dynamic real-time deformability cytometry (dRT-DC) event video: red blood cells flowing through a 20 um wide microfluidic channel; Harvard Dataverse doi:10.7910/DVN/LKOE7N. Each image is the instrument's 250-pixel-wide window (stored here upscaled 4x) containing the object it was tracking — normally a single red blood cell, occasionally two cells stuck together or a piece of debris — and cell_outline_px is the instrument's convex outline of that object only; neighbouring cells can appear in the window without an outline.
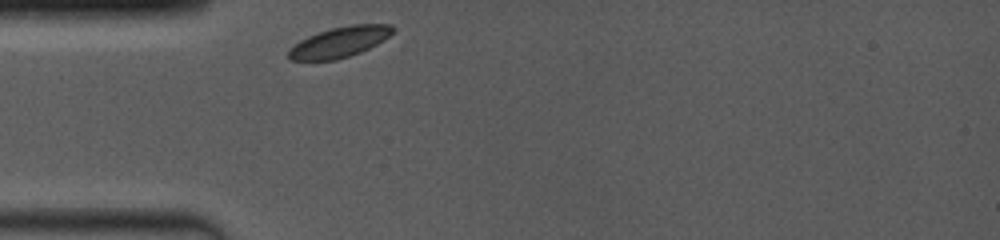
{"species": "common noctule bat (a hibernating species)", "species_latin": "Nyctalus noctula", "temperature_condition": "room temperature", "stored_images_in_passage": 20, "camera_frame_rate_fps": 4000, "um_per_image_px": 0.085, "animal": {"sex": "female", "body_mass_g": 19.0, "forearm_length_mm": 53.3}, "frame": {"image": 1, "passage_image": 1, "time_ms": 0.0, "image_size_px": [1000, 240], "cell_outline_px": [[396, 28], [384, 40], [360, 52], [336, 60], [288, 60], [288, 48], [300, 40], [308, 36], [332, 28], [352, 24], [392, 24]], "centroid_in_image_um": [28.85, 3.57], "position_along_channel_um": 56.1, "area_um2": 18.44}}
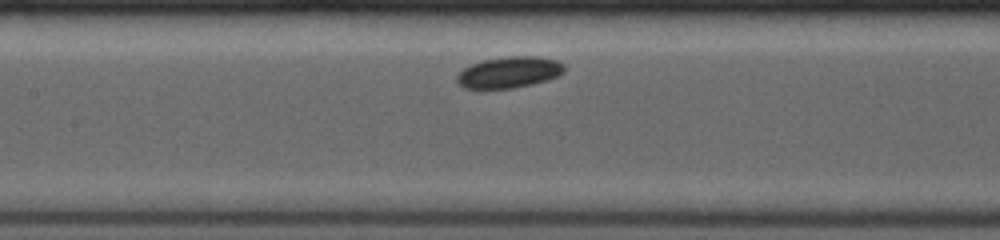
{"frame": {"image": 2, "passage_image": 9, "time_ms": 3.0, "image_size_px": [1000, 240], "cell_outline_px": [[564, 72], [556, 76], [532, 84], [512, 88], [484, 92], [464, 88], [456, 80], [456, 76], [464, 68], [472, 64], [484, 60], [508, 56], [536, 56], [556, 60], [564, 64]], "centroid_in_image_um": [43.21, 6.19], "position_along_channel_um": 164.2, "area_um2": 19.94}}
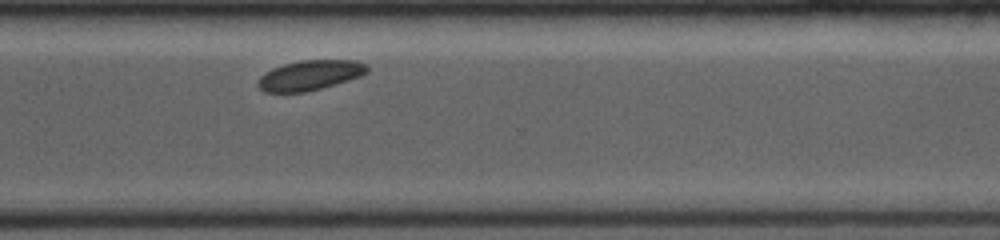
{"frame": {"image": 3, "passage_image": 20, "time_ms": 7.75, "image_size_px": [1000, 240], "cell_outline_px": [[368, 72], [360, 76], [348, 80], [308, 92], [264, 92], [256, 84], [260, 76], [264, 72], [272, 68], [284, 64], [300, 60], [356, 60], [368, 64]], "centroid_in_image_um": [26.34, 6.39], "position_along_channel_um": 344.3, "area_um2": 19.19}}